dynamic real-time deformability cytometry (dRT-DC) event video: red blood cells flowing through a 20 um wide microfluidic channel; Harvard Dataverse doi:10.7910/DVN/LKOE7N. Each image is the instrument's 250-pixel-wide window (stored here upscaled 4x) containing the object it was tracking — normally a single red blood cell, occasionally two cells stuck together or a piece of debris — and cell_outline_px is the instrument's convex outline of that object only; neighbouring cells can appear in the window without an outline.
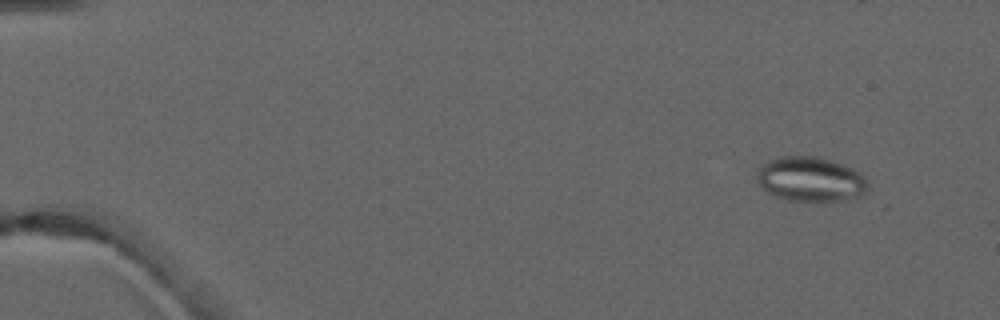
{"species": "common noctule bat (a hibernating species)", "species_latin": "Nyctalus noctula", "temperature_condition": "warm", "stored_images_in_passage": 4, "camera_frame_rate_fps": 3000, "um_per_image_px": 0.085, "animal": {"sex": "male", "forearm_length_mm": 52.5}, "frame": {"image": 1, "passage_image": 1, "time_ms": 0.0, "image_size_px": [1000, 320], "cell_outline_px": [[868, 188], [860, 196], [840, 200], [788, 200], [776, 196], [768, 192], [756, 180], [756, 172], [768, 160], [776, 156], [816, 156], [832, 160], [844, 164], [852, 168], [864, 176], [868, 184]], "centroid_in_image_um": [68.88, 15.2], "position_along_channel_um": 16.1, "area_um2": 28.73}}